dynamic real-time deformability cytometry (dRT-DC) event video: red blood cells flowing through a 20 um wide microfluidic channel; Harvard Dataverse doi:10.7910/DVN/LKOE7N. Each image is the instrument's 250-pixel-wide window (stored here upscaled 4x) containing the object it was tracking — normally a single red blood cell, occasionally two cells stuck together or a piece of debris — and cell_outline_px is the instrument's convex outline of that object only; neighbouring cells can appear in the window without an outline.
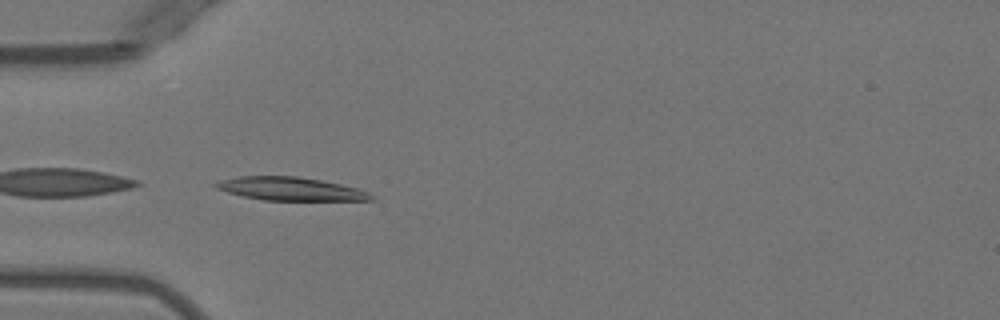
{"species": "Egyptian fruit bat (a non-hibernating species)", "species_latin": "Rousettus aegyptiacus", "temperature_condition": "warm", "stored_images_in_passage": 6, "camera_frame_rate_fps": 3000, "um_per_image_px": 0.085, "animal": {"sex": "female"}, "frame": {"image": 1, "passage_image": 4, "time_ms": 3.667, "image_size_px": [1000, 320], "cell_outline_px": [[376, 200], [264, 200], [244, 196], [228, 192], [216, 188], [212, 184], [236, 176], [296, 176], [320, 180], [340, 184], [356, 188], [368, 192]], "centroid_in_image_um": [24.68, 16.05], "position_along_channel_um": 60.3, "area_um2": 20.75}}
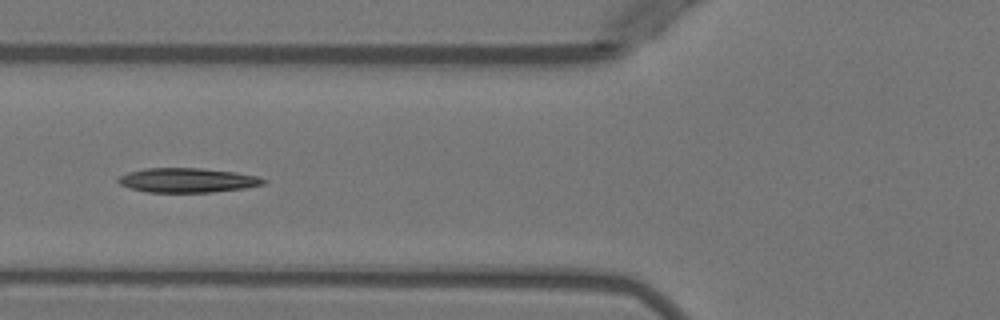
{"frame": {"image": 2, "passage_image": 5, "time_ms": 5.0, "image_size_px": [1000, 320], "cell_outline_px": [[268, 180], [264, 184], [244, 188], [212, 192], [148, 192], [132, 188], [120, 184], [116, 180], [120, 176], [128, 172], [144, 168], [200, 168], [236, 172], [260, 176]], "centroid_in_image_um": [15.97, 15.31], "position_along_channel_um": 109.8, "area_um2": 20.69}}
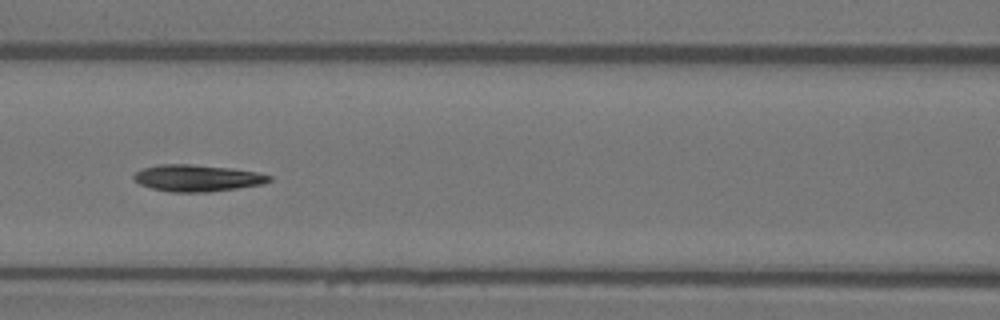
{"frame": {"image": 3, "passage_image": 6, "time_ms": 6.0, "image_size_px": [1000, 320], "cell_outline_px": [[272, 180], [264, 184], [208, 192], [168, 192], [152, 188], [140, 184], [132, 176], [136, 172], [144, 168], [160, 164], [192, 164], [232, 168], [256, 172], [272, 176]], "centroid_in_image_um": [16.78, 15.13], "position_along_channel_um": 149.8, "area_um2": 21.04}}